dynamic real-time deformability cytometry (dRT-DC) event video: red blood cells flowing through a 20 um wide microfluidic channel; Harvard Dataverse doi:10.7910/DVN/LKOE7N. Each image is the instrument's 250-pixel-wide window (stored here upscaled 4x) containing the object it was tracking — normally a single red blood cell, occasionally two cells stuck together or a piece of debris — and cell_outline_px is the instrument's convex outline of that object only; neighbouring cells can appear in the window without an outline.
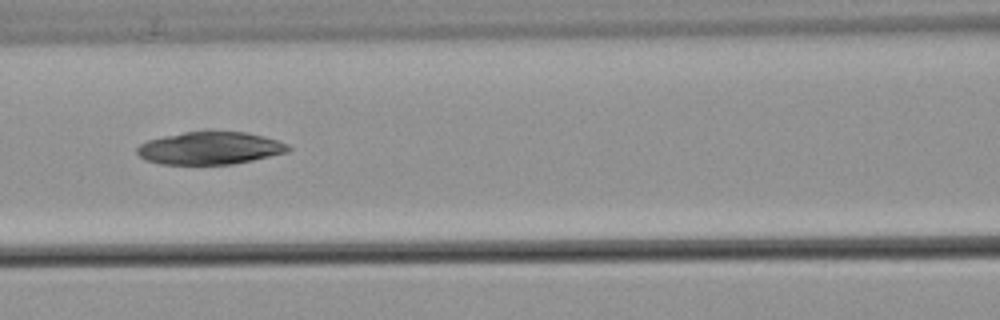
{"species": "common noctule bat (a hibernating species)", "species_latin": "Nyctalus noctula", "temperature_condition": "warm", "stored_images_in_passage": 9, "camera_frame_rate_fps": 3000, "um_per_image_px": 0.085, "animal": {"sex": "male", "body_mass_g": 21.5, "forearm_length_mm": 52.0}, "frame": {"image": 1, "passage_image": 7, "time_ms": 8.0, "image_size_px": [1000, 320], "cell_outline_px": [[292, 148], [288, 152], [252, 160], [232, 164], [160, 164], [144, 160], [136, 152], [136, 148], [140, 144], [148, 140], [164, 136], [204, 128], [208, 128], [244, 132], [264, 136], [288, 144]], "centroid_in_image_um": [17.84, 12.55], "position_along_channel_um": 148.8, "area_um2": 29.48}}